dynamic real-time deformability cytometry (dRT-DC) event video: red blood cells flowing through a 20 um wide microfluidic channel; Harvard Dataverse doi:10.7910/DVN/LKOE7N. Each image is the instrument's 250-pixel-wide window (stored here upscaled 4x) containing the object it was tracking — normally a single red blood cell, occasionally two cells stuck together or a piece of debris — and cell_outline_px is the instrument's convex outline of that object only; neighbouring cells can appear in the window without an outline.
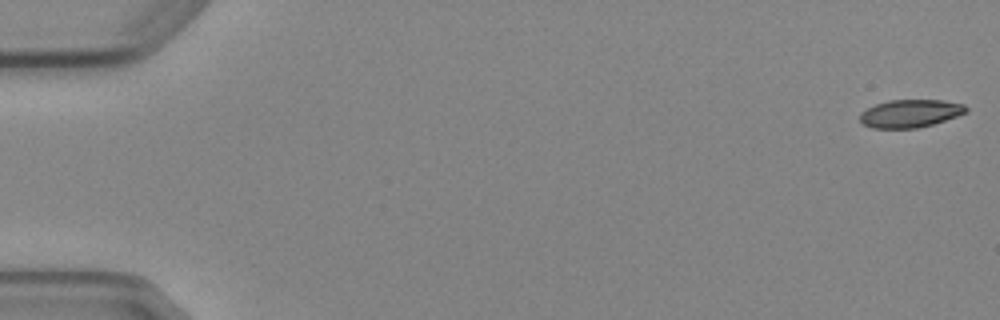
{"species": "Egyptian fruit bat (a non-hibernating species)", "species_latin": "Rousettus aegyptiacus", "temperature_condition": "cold", "stored_images_in_passage": 8, "camera_frame_rate_fps": 3000, "um_per_image_px": 0.085, "animal": {"sex": "female"}, "frame": {"image": 1, "passage_image": 1, "time_ms": 0.0, "image_size_px": [1000, 320], "cell_outline_px": [[968, 112], [932, 124], [916, 128], [872, 128], [864, 124], [860, 120], [860, 112], [876, 104], [888, 100], [940, 100], [964, 104], [968, 108]], "centroid_in_image_um": [77.37, 9.64], "position_along_channel_um": 7.6, "area_um2": 17.11}}
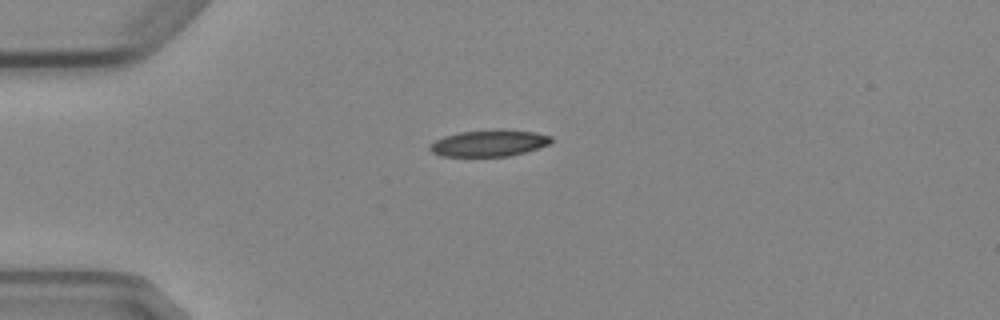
{"frame": {"image": 2, "passage_image": 4, "time_ms": 4.333, "image_size_px": [1000, 320], "cell_outline_px": [[552, 140], [548, 144], [524, 152], [508, 156], [444, 156], [432, 152], [428, 148], [428, 144], [444, 136], [460, 132], [496, 128], [504, 128], [536, 132], [552, 136]], "centroid_in_image_um": [41.56, 12.14], "position_along_channel_um": 43.4, "area_um2": 18.96}}
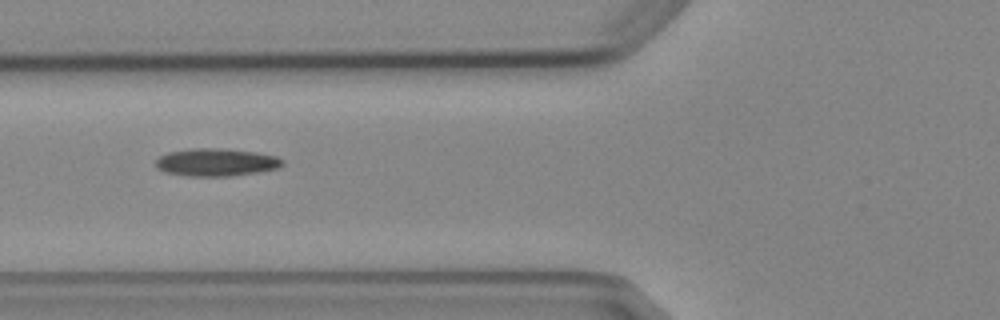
{"frame": {"image": 3, "passage_image": 6, "time_ms": 6.667, "image_size_px": [1000, 320], "cell_outline_px": [[284, 164], [280, 168], [256, 172], [228, 176], [184, 176], [164, 172], [156, 168], [156, 160], [160, 156], [168, 152], [192, 148], [216, 148], [256, 152], [276, 156], [284, 160]], "centroid_in_image_um": [18.37, 13.8], "position_along_channel_um": 107.4, "area_um2": 20.52}}